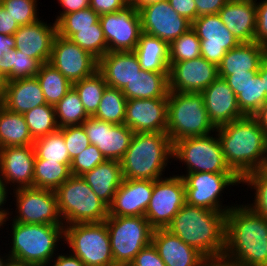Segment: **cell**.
<instances>
[{
  "label": "cell",
  "instance_id": "6da1fadb",
  "mask_svg": "<svg viewBox=\"0 0 267 266\" xmlns=\"http://www.w3.org/2000/svg\"><path fill=\"white\" fill-rule=\"evenodd\" d=\"M223 258L242 266H267V219L244 202L226 214Z\"/></svg>",
  "mask_w": 267,
  "mask_h": 266
},
{
  "label": "cell",
  "instance_id": "7a4b0ae2",
  "mask_svg": "<svg viewBox=\"0 0 267 266\" xmlns=\"http://www.w3.org/2000/svg\"><path fill=\"white\" fill-rule=\"evenodd\" d=\"M216 133L228 166L240 179L263 169L267 157V138L253 116L217 127Z\"/></svg>",
  "mask_w": 267,
  "mask_h": 266
},
{
  "label": "cell",
  "instance_id": "3957f363",
  "mask_svg": "<svg viewBox=\"0 0 267 266\" xmlns=\"http://www.w3.org/2000/svg\"><path fill=\"white\" fill-rule=\"evenodd\" d=\"M226 214L185 203L166 229L207 259L220 258L225 250Z\"/></svg>",
  "mask_w": 267,
  "mask_h": 266
},
{
  "label": "cell",
  "instance_id": "277c9868",
  "mask_svg": "<svg viewBox=\"0 0 267 266\" xmlns=\"http://www.w3.org/2000/svg\"><path fill=\"white\" fill-rule=\"evenodd\" d=\"M170 160L173 161V144L167 133H134L120 161L123 179L163 178Z\"/></svg>",
  "mask_w": 267,
  "mask_h": 266
},
{
  "label": "cell",
  "instance_id": "5b68a950",
  "mask_svg": "<svg viewBox=\"0 0 267 266\" xmlns=\"http://www.w3.org/2000/svg\"><path fill=\"white\" fill-rule=\"evenodd\" d=\"M10 258L35 266H48L64 241V225L27 224L11 219ZM63 239V240H60Z\"/></svg>",
  "mask_w": 267,
  "mask_h": 266
},
{
  "label": "cell",
  "instance_id": "8992f818",
  "mask_svg": "<svg viewBox=\"0 0 267 266\" xmlns=\"http://www.w3.org/2000/svg\"><path fill=\"white\" fill-rule=\"evenodd\" d=\"M216 127L209 119L201 93L169 91L166 133L172 144L188 137L212 134Z\"/></svg>",
  "mask_w": 267,
  "mask_h": 266
},
{
  "label": "cell",
  "instance_id": "52a82bcc",
  "mask_svg": "<svg viewBox=\"0 0 267 266\" xmlns=\"http://www.w3.org/2000/svg\"><path fill=\"white\" fill-rule=\"evenodd\" d=\"M55 193L64 226L103 222L108 217V206L98 198L81 176L72 175L55 190Z\"/></svg>",
  "mask_w": 267,
  "mask_h": 266
},
{
  "label": "cell",
  "instance_id": "ba28073f",
  "mask_svg": "<svg viewBox=\"0 0 267 266\" xmlns=\"http://www.w3.org/2000/svg\"><path fill=\"white\" fill-rule=\"evenodd\" d=\"M64 243L86 266L115 264L105 221L64 226Z\"/></svg>",
  "mask_w": 267,
  "mask_h": 266
},
{
  "label": "cell",
  "instance_id": "9c48e42d",
  "mask_svg": "<svg viewBox=\"0 0 267 266\" xmlns=\"http://www.w3.org/2000/svg\"><path fill=\"white\" fill-rule=\"evenodd\" d=\"M105 222L115 264H131L152 242L154 229L144 216H108Z\"/></svg>",
  "mask_w": 267,
  "mask_h": 266
},
{
  "label": "cell",
  "instance_id": "30bf717a",
  "mask_svg": "<svg viewBox=\"0 0 267 266\" xmlns=\"http://www.w3.org/2000/svg\"><path fill=\"white\" fill-rule=\"evenodd\" d=\"M173 159L185 165L184 173H234L225 160L216 131L212 135L176 141L173 144Z\"/></svg>",
  "mask_w": 267,
  "mask_h": 266
},
{
  "label": "cell",
  "instance_id": "8fae6325",
  "mask_svg": "<svg viewBox=\"0 0 267 266\" xmlns=\"http://www.w3.org/2000/svg\"><path fill=\"white\" fill-rule=\"evenodd\" d=\"M179 176L184 180L187 204L219 212H228L236 205H223L222 200L225 189L241 184L235 173L196 172Z\"/></svg>",
  "mask_w": 267,
  "mask_h": 266
},
{
  "label": "cell",
  "instance_id": "7c38bea8",
  "mask_svg": "<svg viewBox=\"0 0 267 266\" xmlns=\"http://www.w3.org/2000/svg\"><path fill=\"white\" fill-rule=\"evenodd\" d=\"M16 208L14 217L2 220V228L9 218L15 222L27 224L64 225L58 210L55 191L34 187L13 190Z\"/></svg>",
  "mask_w": 267,
  "mask_h": 266
},
{
  "label": "cell",
  "instance_id": "4fadbf2b",
  "mask_svg": "<svg viewBox=\"0 0 267 266\" xmlns=\"http://www.w3.org/2000/svg\"><path fill=\"white\" fill-rule=\"evenodd\" d=\"M186 203L185 185L179 174L153 181V192L144 217L153 229L166 228Z\"/></svg>",
  "mask_w": 267,
  "mask_h": 266
},
{
  "label": "cell",
  "instance_id": "5bb4252c",
  "mask_svg": "<svg viewBox=\"0 0 267 266\" xmlns=\"http://www.w3.org/2000/svg\"><path fill=\"white\" fill-rule=\"evenodd\" d=\"M109 51H134L142 33L140 15L137 8L128 4L115 13L99 18Z\"/></svg>",
  "mask_w": 267,
  "mask_h": 266
},
{
  "label": "cell",
  "instance_id": "9a60e30c",
  "mask_svg": "<svg viewBox=\"0 0 267 266\" xmlns=\"http://www.w3.org/2000/svg\"><path fill=\"white\" fill-rule=\"evenodd\" d=\"M49 63L72 84L93 75L98 70V59L70 39L56 35Z\"/></svg>",
  "mask_w": 267,
  "mask_h": 266
},
{
  "label": "cell",
  "instance_id": "2e32d148",
  "mask_svg": "<svg viewBox=\"0 0 267 266\" xmlns=\"http://www.w3.org/2000/svg\"><path fill=\"white\" fill-rule=\"evenodd\" d=\"M142 32L170 44L192 27V22L175 12L169 1L148 4L138 10Z\"/></svg>",
  "mask_w": 267,
  "mask_h": 266
},
{
  "label": "cell",
  "instance_id": "e0dca14e",
  "mask_svg": "<svg viewBox=\"0 0 267 266\" xmlns=\"http://www.w3.org/2000/svg\"><path fill=\"white\" fill-rule=\"evenodd\" d=\"M191 28L200 39L201 56L217 66L227 51L240 44L218 14L197 17Z\"/></svg>",
  "mask_w": 267,
  "mask_h": 266
},
{
  "label": "cell",
  "instance_id": "ac0fdd59",
  "mask_svg": "<svg viewBox=\"0 0 267 266\" xmlns=\"http://www.w3.org/2000/svg\"><path fill=\"white\" fill-rule=\"evenodd\" d=\"M82 126L90 144L95 145L106 160L120 162L134 135L125 124L108 123L93 116H89Z\"/></svg>",
  "mask_w": 267,
  "mask_h": 266
},
{
  "label": "cell",
  "instance_id": "d6986e66",
  "mask_svg": "<svg viewBox=\"0 0 267 266\" xmlns=\"http://www.w3.org/2000/svg\"><path fill=\"white\" fill-rule=\"evenodd\" d=\"M219 77L218 66L202 56L169 67V91L201 93Z\"/></svg>",
  "mask_w": 267,
  "mask_h": 266
},
{
  "label": "cell",
  "instance_id": "ffe728a7",
  "mask_svg": "<svg viewBox=\"0 0 267 266\" xmlns=\"http://www.w3.org/2000/svg\"><path fill=\"white\" fill-rule=\"evenodd\" d=\"M168 95L163 98L129 99L124 124L134 133H166Z\"/></svg>",
  "mask_w": 267,
  "mask_h": 266
},
{
  "label": "cell",
  "instance_id": "44dd1931",
  "mask_svg": "<svg viewBox=\"0 0 267 266\" xmlns=\"http://www.w3.org/2000/svg\"><path fill=\"white\" fill-rule=\"evenodd\" d=\"M35 158L33 145L0 148L2 183L10 190L34 187Z\"/></svg>",
  "mask_w": 267,
  "mask_h": 266
},
{
  "label": "cell",
  "instance_id": "7402d4cb",
  "mask_svg": "<svg viewBox=\"0 0 267 266\" xmlns=\"http://www.w3.org/2000/svg\"><path fill=\"white\" fill-rule=\"evenodd\" d=\"M57 35V24L38 20L32 24L20 26L13 34L15 49L36 59L40 64L49 62L52 45Z\"/></svg>",
  "mask_w": 267,
  "mask_h": 266
},
{
  "label": "cell",
  "instance_id": "603a6c76",
  "mask_svg": "<svg viewBox=\"0 0 267 266\" xmlns=\"http://www.w3.org/2000/svg\"><path fill=\"white\" fill-rule=\"evenodd\" d=\"M153 192V180L123 179L108 216H144Z\"/></svg>",
  "mask_w": 267,
  "mask_h": 266
},
{
  "label": "cell",
  "instance_id": "cb8c5ba5",
  "mask_svg": "<svg viewBox=\"0 0 267 266\" xmlns=\"http://www.w3.org/2000/svg\"><path fill=\"white\" fill-rule=\"evenodd\" d=\"M201 94L209 119L216 128L245 117L237 96L223 78L218 77Z\"/></svg>",
  "mask_w": 267,
  "mask_h": 266
},
{
  "label": "cell",
  "instance_id": "d4e9b609",
  "mask_svg": "<svg viewBox=\"0 0 267 266\" xmlns=\"http://www.w3.org/2000/svg\"><path fill=\"white\" fill-rule=\"evenodd\" d=\"M152 243L166 266H202L207 259L166 228L153 230Z\"/></svg>",
  "mask_w": 267,
  "mask_h": 266
},
{
  "label": "cell",
  "instance_id": "484cf974",
  "mask_svg": "<svg viewBox=\"0 0 267 266\" xmlns=\"http://www.w3.org/2000/svg\"><path fill=\"white\" fill-rule=\"evenodd\" d=\"M218 15L240 43L254 41L256 0H229Z\"/></svg>",
  "mask_w": 267,
  "mask_h": 266
},
{
  "label": "cell",
  "instance_id": "4316f807",
  "mask_svg": "<svg viewBox=\"0 0 267 266\" xmlns=\"http://www.w3.org/2000/svg\"><path fill=\"white\" fill-rule=\"evenodd\" d=\"M141 70L134 51H109L98 60V71L103 75L106 84L120 90L140 75Z\"/></svg>",
  "mask_w": 267,
  "mask_h": 266
},
{
  "label": "cell",
  "instance_id": "83f0119b",
  "mask_svg": "<svg viewBox=\"0 0 267 266\" xmlns=\"http://www.w3.org/2000/svg\"><path fill=\"white\" fill-rule=\"evenodd\" d=\"M266 58V47L255 41L240 43L226 52L218 65L219 76H229L246 72H258Z\"/></svg>",
  "mask_w": 267,
  "mask_h": 266
},
{
  "label": "cell",
  "instance_id": "f1b7e54d",
  "mask_svg": "<svg viewBox=\"0 0 267 266\" xmlns=\"http://www.w3.org/2000/svg\"><path fill=\"white\" fill-rule=\"evenodd\" d=\"M43 104L47 102L36 76L8 81L2 104L8 110L25 114Z\"/></svg>",
  "mask_w": 267,
  "mask_h": 266
},
{
  "label": "cell",
  "instance_id": "f546056e",
  "mask_svg": "<svg viewBox=\"0 0 267 266\" xmlns=\"http://www.w3.org/2000/svg\"><path fill=\"white\" fill-rule=\"evenodd\" d=\"M81 177L98 198L109 206L123 181L121 163L116 160H106L85 172Z\"/></svg>",
  "mask_w": 267,
  "mask_h": 266
},
{
  "label": "cell",
  "instance_id": "4dcf8cb0",
  "mask_svg": "<svg viewBox=\"0 0 267 266\" xmlns=\"http://www.w3.org/2000/svg\"><path fill=\"white\" fill-rule=\"evenodd\" d=\"M141 69L158 73H169V44L158 37L141 33L134 49Z\"/></svg>",
  "mask_w": 267,
  "mask_h": 266
},
{
  "label": "cell",
  "instance_id": "1f68e13d",
  "mask_svg": "<svg viewBox=\"0 0 267 266\" xmlns=\"http://www.w3.org/2000/svg\"><path fill=\"white\" fill-rule=\"evenodd\" d=\"M169 73L141 70L121 91L129 99L163 98L169 93Z\"/></svg>",
  "mask_w": 267,
  "mask_h": 266
},
{
  "label": "cell",
  "instance_id": "d6a6232c",
  "mask_svg": "<svg viewBox=\"0 0 267 266\" xmlns=\"http://www.w3.org/2000/svg\"><path fill=\"white\" fill-rule=\"evenodd\" d=\"M23 114L12 112L0 105V148L33 145Z\"/></svg>",
  "mask_w": 267,
  "mask_h": 266
},
{
  "label": "cell",
  "instance_id": "836d02e7",
  "mask_svg": "<svg viewBox=\"0 0 267 266\" xmlns=\"http://www.w3.org/2000/svg\"><path fill=\"white\" fill-rule=\"evenodd\" d=\"M70 165L36 157L34 162V188L55 191L72 176Z\"/></svg>",
  "mask_w": 267,
  "mask_h": 266
},
{
  "label": "cell",
  "instance_id": "e575fe53",
  "mask_svg": "<svg viewBox=\"0 0 267 266\" xmlns=\"http://www.w3.org/2000/svg\"><path fill=\"white\" fill-rule=\"evenodd\" d=\"M36 78L41 85L47 104L53 106L73 87V84L49 62L41 64Z\"/></svg>",
  "mask_w": 267,
  "mask_h": 266
},
{
  "label": "cell",
  "instance_id": "d590c367",
  "mask_svg": "<svg viewBox=\"0 0 267 266\" xmlns=\"http://www.w3.org/2000/svg\"><path fill=\"white\" fill-rule=\"evenodd\" d=\"M41 64L34 58L13 49L0 56V72L8 81L35 77Z\"/></svg>",
  "mask_w": 267,
  "mask_h": 266
},
{
  "label": "cell",
  "instance_id": "8d00e7d4",
  "mask_svg": "<svg viewBox=\"0 0 267 266\" xmlns=\"http://www.w3.org/2000/svg\"><path fill=\"white\" fill-rule=\"evenodd\" d=\"M126 102L127 98L120 89L107 86L93 117L108 123L124 124Z\"/></svg>",
  "mask_w": 267,
  "mask_h": 266
},
{
  "label": "cell",
  "instance_id": "74e56055",
  "mask_svg": "<svg viewBox=\"0 0 267 266\" xmlns=\"http://www.w3.org/2000/svg\"><path fill=\"white\" fill-rule=\"evenodd\" d=\"M107 86L103 75L98 70L93 75L73 83V88L89 116L96 113Z\"/></svg>",
  "mask_w": 267,
  "mask_h": 266
},
{
  "label": "cell",
  "instance_id": "f35d334b",
  "mask_svg": "<svg viewBox=\"0 0 267 266\" xmlns=\"http://www.w3.org/2000/svg\"><path fill=\"white\" fill-rule=\"evenodd\" d=\"M58 127L82 125L89 117L80 97L72 87L66 95L54 105Z\"/></svg>",
  "mask_w": 267,
  "mask_h": 266
},
{
  "label": "cell",
  "instance_id": "ab89813d",
  "mask_svg": "<svg viewBox=\"0 0 267 266\" xmlns=\"http://www.w3.org/2000/svg\"><path fill=\"white\" fill-rule=\"evenodd\" d=\"M23 115L34 140L59 130L53 105L43 104Z\"/></svg>",
  "mask_w": 267,
  "mask_h": 266
},
{
  "label": "cell",
  "instance_id": "60d3db41",
  "mask_svg": "<svg viewBox=\"0 0 267 266\" xmlns=\"http://www.w3.org/2000/svg\"><path fill=\"white\" fill-rule=\"evenodd\" d=\"M35 156L48 161L71 164L63 134L58 130L54 133L37 138L33 143Z\"/></svg>",
  "mask_w": 267,
  "mask_h": 266
},
{
  "label": "cell",
  "instance_id": "b9f144b4",
  "mask_svg": "<svg viewBox=\"0 0 267 266\" xmlns=\"http://www.w3.org/2000/svg\"><path fill=\"white\" fill-rule=\"evenodd\" d=\"M267 99L266 92L258 73L249 78L237 95V102L241 112L245 116H253Z\"/></svg>",
  "mask_w": 267,
  "mask_h": 266
},
{
  "label": "cell",
  "instance_id": "7bdbcfd3",
  "mask_svg": "<svg viewBox=\"0 0 267 266\" xmlns=\"http://www.w3.org/2000/svg\"><path fill=\"white\" fill-rule=\"evenodd\" d=\"M201 56V42L196 32L190 28L169 44V65L188 61Z\"/></svg>",
  "mask_w": 267,
  "mask_h": 266
},
{
  "label": "cell",
  "instance_id": "ee69618b",
  "mask_svg": "<svg viewBox=\"0 0 267 266\" xmlns=\"http://www.w3.org/2000/svg\"><path fill=\"white\" fill-rule=\"evenodd\" d=\"M68 39L98 60L108 52L107 42L99 21L95 24V28L77 29V33H73Z\"/></svg>",
  "mask_w": 267,
  "mask_h": 266
},
{
  "label": "cell",
  "instance_id": "f6af8a7d",
  "mask_svg": "<svg viewBox=\"0 0 267 266\" xmlns=\"http://www.w3.org/2000/svg\"><path fill=\"white\" fill-rule=\"evenodd\" d=\"M100 15L91 7L63 15L57 22V35L69 38L77 29L95 28Z\"/></svg>",
  "mask_w": 267,
  "mask_h": 266
},
{
  "label": "cell",
  "instance_id": "bcb514c9",
  "mask_svg": "<svg viewBox=\"0 0 267 266\" xmlns=\"http://www.w3.org/2000/svg\"><path fill=\"white\" fill-rule=\"evenodd\" d=\"M254 192L253 203L246 205L258 215L267 219V173L263 169L255 170L241 179Z\"/></svg>",
  "mask_w": 267,
  "mask_h": 266
},
{
  "label": "cell",
  "instance_id": "7dc6e473",
  "mask_svg": "<svg viewBox=\"0 0 267 266\" xmlns=\"http://www.w3.org/2000/svg\"><path fill=\"white\" fill-rule=\"evenodd\" d=\"M39 0H1L2 7L20 26L32 24L39 19Z\"/></svg>",
  "mask_w": 267,
  "mask_h": 266
},
{
  "label": "cell",
  "instance_id": "c3c4849f",
  "mask_svg": "<svg viewBox=\"0 0 267 266\" xmlns=\"http://www.w3.org/2000/svg\"><path fill=\"white\" fill-rule=\"evenodd\" d=\"M59 131L63 134L71 160L90 145V141L82 125L61 127Z\"/></svg>",
  "mask_w": 267,
  "mask_h": 266
},
{
  "label": "cell",
  "instance_id": "681fc988",
  "mask_svg": "<svg viewBox=\"0 0 267 266\" xmlns=\"http://www.w3.org/2000/svg\"><path fill=\"white\" fill-rule=\"evenodd\" d=\"M105 161L106 158L98 148L95 145L90 144L88 148L72 159L70 165L71 174L81 176Z\"/></svg>",
  "mask_w": 267,
  "mask_h": 266
},
{
  "label": "cell",
  "instance_id": "f907efd6",
  "mask_svg": "<svg viewBox=\"0 0 267 266\" xmlns=\"http://www.w3.org/2000/svg\"><path fill=\"white\" fill-rule=\"evenodd\" d=\"M254 41L267 47V0H256V29Z\"/></svg>",
  "mask_w": 267,
  "mask_h": 266
},
{
  "label": "cell",
  "instance_id": "816d5d0a",
  "mask_svg": "<svg viewBox=\"0 0 267 266\" xmlns=\"http://www.w3.org/2000/svg\"><path fill=\"white\" fill-rule=\"evenodd\" d=\"M131 265L166 266L152 242L137 253Z\"/></svg>",
  "mask_w": 267,
  "mask_h": 266
},
{
  "label": "cell",
  "instance_id": "f5cc1de1",
  "mask_svg": "<svg viewBox=\"0 0 267 266\" xmlns=\"http://www.w3.org/2000/svg\"><path fill=\"white\" fill-rule=\"evenodd\" d=\"M128 4V0H90V7L100 16L115 13Z\"/></svg>",
  "mask_w": 267,
  "mask_h": 266
},
{
  "label": "cell",
  "instance_id": "db71d44e",
  "mask_svg": "<svg viewBox=\"0 0 267 266\" xmlns=\"http://www.w3.org/2000/svg\"><path fill=\"white\" fill-rule=\"evenodd\" d=\"M229 0H195L196 18L204 15L218 14Z\"/></svg>",
  "mask_w": 267,
  "mask_h": 266
},
{
  "label": "cell",
  "instance_id": "11a10c76",
  "mask_svg": "<svg viewBox=\"0 0 267 266\" xmlns=\"http://www.w3.org/2000/svg\"><path fill=\"white\" fill-rule=\"evenodd\" d=\"M172 9L193 22L196 19L195 0H168Z\"/></svg>",
  "mask_w": 267,
  "mask_h": 266
},
{
  "label": "cell",
  "instance_id": "9f6ffc18",
  "mask_svg": "<svg viewBox=\"0 0 267 266\" xmlns=\"http://www.w3.org/2000/svg\"><path fill=\"white\" fill-rule=\"evenodd\" d=\"M257 72H246V73H240V74H232L229 76H219L220 78H223L229 87L233 90L235 95L237 96L239 93H241V90L244 88L247 80L249 78H253L256 75Z\"/></svg>",
  "mask_w": 267,
  "mask_h": 266
},
{
  "label": "cell",
  "instance_id": "6f0895ef",
  "mask_svg": "<svg viewBox=\"0 0 267 266\" xmlns=\"http://www.w3.org/2000/svg\"><path fill=\"white\" fill-rule=\"evenodd\" d=\"M63 11H60L58 16H56L55 23L65 14L76 12L79 10H84L90 7V0H58Z\"/></svg>",
  "mask_w": 267,
  "mask_h": 266
},
{
  "label": "cell",
  "instance_id": "680465c9",
  "mask_svg": "<svg viewBox=\"0 0 267 266\" xmlns=\"http://www.w3.org/2000/svg\"><path fill=\"white\" fill-rule=\"evenodd\" d=\"M20 25L14 21L9 12L0 4V34L13 35Z\"/></svg>",
  "mask_w": 267,
  "mask_h": 266
},
{
  "label": "cell",
  "instance_id": "91938a15",
  "mask_svg": "<svg viewBox=\"0 0 267 266\" xmlns=\"http://www.w3.org/2000/svg\"><path fill=\"white\" fill-rule=\"evenodd\" d=\"M49 266H86V265L72 253L69 252L68 254L67 252V254H64L61 252V254L57 253V255L49 263Z\"/></svg>",
  "mask_w": 267,
  "mask_h": 266
},
{
  "label": "cell",
  "instance_id": "94428289",
  "mask_svg": "<svg viewBox=\"0 0 267 266\" xmlns=\"http://www.w3.org/2000/svg\"><path fill=\"white\" fill-rule=\"evenodd\" d=\"M8 190H9V192H8ZM9 193H10V195L12 194L10 192V189L6 185H4L2 183V181L0 180V218L2 220L7 218L8 216H12L13 215V213L11 211L9 212L10 208L4 207L6 202H7V200H9V199H7L9 197L8 196Z\"/></svg>",
  "mask_w": 267,
  "mask_h": 266
},
{
  "label": "cell",
  "instance_id": "6125c7cd",
  "mask_svg": "<svg viewBox=\"0 0 267 266\" xmlns=\"http://www.w3.org/2000/svg\"><path fill=\"white\" fill-rule=\"evenodd\" d=\"M253 117L258 121L261 129L264 131L265 137L267 138V99Z\"/></svg>",
  "mask_w": 267,
  "mask_h": 266
},
{
  "label": "cell",
  "instance_id": "be15d7a7",
  "mask_svg": "<svg viewBox=\"0 0 267 266\" xmlns=\"http://www.w3.org/2000/svg\"><path fill=\"white\" fill-rule=\"evenodd\" d=\"M15 49V39L13 35L0 34V56Z\"/></svg>",
  "mask_w": 267,
  "mask_h": 266
},
{
  "label": "cell",
  "instance_id": "e7e4bbea",
  "mask_svg": "<svg viewBox=\"0 0 267 266\" xmlns=\"http://www.w3.org/2000/svg\"><path fill=\"white\" fill-rule=\"evenodd\" d=\"M202 266H242L223 257L206 259Z\"/></svg>",
  "mask_w": 267,
  "mask_h": 266
},
{
  "label": "cell",
  "instance_id": "03108f58",
  "mask_svg": "<svg viewBox=\"0 0 267 266\" xmlns=\"http://www.w3.org/2000/svg\"><path fill=\"white\" fill-rule=\"evenodd\" d=\"M257 73L261 77V81L263 82V86L267 96V57L262 61L259 67V71Z\"/></svg>",
  "mask_w": 267,
  "mask_h": 266
},
{
  "label": "cell",
  "instance_id": "003e7915",
  "mask_svg": "<svg viewBox=\"0 0 267 266\" xmlns=\"http://www.w3.org/2000/svg\"><path fill=\"white\" fill-rule=\"evenodd\" d=\"M7 78L0 72V105L3 104L7 89Z\"/></svg>",
  "mask_w": 267,
  "mask_h": 266
},
{
  "label": "cell",
  "instance_id": "a7ac6f4b",
  "mask_svg": "<svg viewBox=\"0 0 267 266\" xmlns=\"http://www.w3.org/2000/svg\"><path fill=\"white\" fill-rule=\"evenodd\" d=\"M130 4L134 5L137 10H139L140 8L151 4V3H155V2H162V1H166V0H128Z\"/></svg>",
  "mask_w": 267,
  "mask_h": 266
},
{
  "label": "cell",
  "instance_id": "89a4df30",
  "mask_svg": "<svg viewBox=\"0 0 267 266\" xmlns=\"http://www.w3.org/2000/svg\"><path fill=\"white\" fill-rule=\"evenodd\" d=\"M4 266H35V265L26 263L24 261H19L13 258H9Z\"/></svg>",
  "mask_w": 267,
  "mask_h": 266
},
{
  "label": "cell",
  "instance_id": "2644e50d",
  "mask_svg": "<svg viewBox=\"0 0 267 266\" xmlns=\"http://www.w3.org/2000/svg\"><path fill=\"white\" fill-rule=\"evenodd\" d=\"M5 254L3 253L4 256L2 254L0 255V266H4L5 263L7 262V260L10 258L9 254H7V253H5Z\"/></svg>",
  "mask_w": 267,
  "mask_h": 266
},
{
  "label": "cell",
  "instance_id": "8c879c8a",
  "mask_svg": "<svg viewBox=\"0 0 267 266\" xmlns=\"http://www.w3.org/2000/svg\"><path fill=\"white\" fill-rule=\"evenodd\" d=\"M113 266H132L131 264H114Z\"/></svg>",
  "mask_w": 267,
  "mask_h": 266
},
{
  "label": "cell",
  "instance_id": "753ad0ef",
  "mask_svg": "<svg viewBox=\"0 0 267 266\" xmlns=\"http://www.w3.org/2000/svg\"><path fill=\"white\" fill-rule=\"evenodd\" d=\"M263 170L267 173V157H266V162H265V165L263 167Z\"/></svg>",
  "mask_w": 267,
  "mask_h": 266
},
{
  "label": "cell",
  "instance_id": "34e18365",
  "mask_svg": "<svg viewBox=\"0 0 267 266\" xmlns=\"http://www.w3.org/2000/svg\"><path fill=\"white\" fill-rule=\"evenodd\" d=\"M1 227H2V219L0 218V229H2Z\"/></svg>",
  "mask_w": 267,
  "mask_h": 266
}]
</instances>
